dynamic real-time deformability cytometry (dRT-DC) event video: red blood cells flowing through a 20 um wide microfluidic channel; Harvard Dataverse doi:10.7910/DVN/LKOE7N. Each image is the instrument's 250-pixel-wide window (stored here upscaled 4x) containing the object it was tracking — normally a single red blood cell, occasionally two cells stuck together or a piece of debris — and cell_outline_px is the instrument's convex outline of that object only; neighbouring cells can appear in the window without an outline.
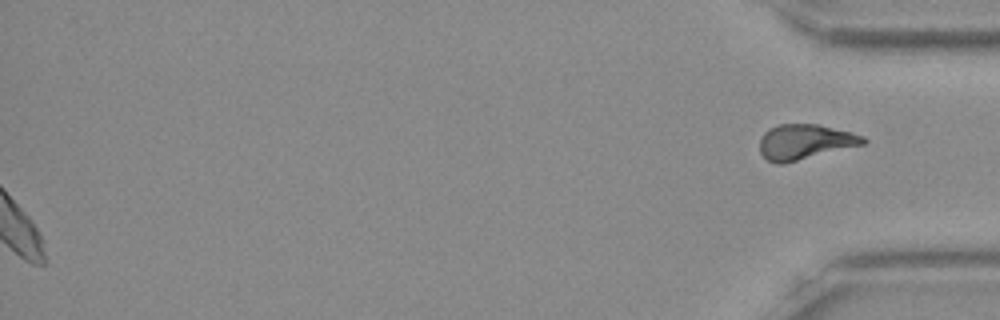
{"species": "Egyptian fruit bat (a non-hibernating species)", "species_latin": "Rousettus aegyptiacus", "temperature_condition": "room temperature", "stored_images_in_passage": 53, "segment_of_instrument_passage": [2, 2], "camera_frame_rate_fps": 3000, "um_per_image_px": 0.085, "frame": {"image": 1, "passage_image": 53, "time_ms": 17.333, "image_size_px": [1000, 320], "cell_outline_px": [[868, 140], [864, 144], [784, 164], [776, 164], [768, 160], [760, 152], [760, 136], [768, 128], [780, 124], [820, 124], [852, 132], [864, 136]], "centroid_in_image_um": [68.42, 12.05], "position_along_channel_um": 366.8, "area_um2": 21.39}}